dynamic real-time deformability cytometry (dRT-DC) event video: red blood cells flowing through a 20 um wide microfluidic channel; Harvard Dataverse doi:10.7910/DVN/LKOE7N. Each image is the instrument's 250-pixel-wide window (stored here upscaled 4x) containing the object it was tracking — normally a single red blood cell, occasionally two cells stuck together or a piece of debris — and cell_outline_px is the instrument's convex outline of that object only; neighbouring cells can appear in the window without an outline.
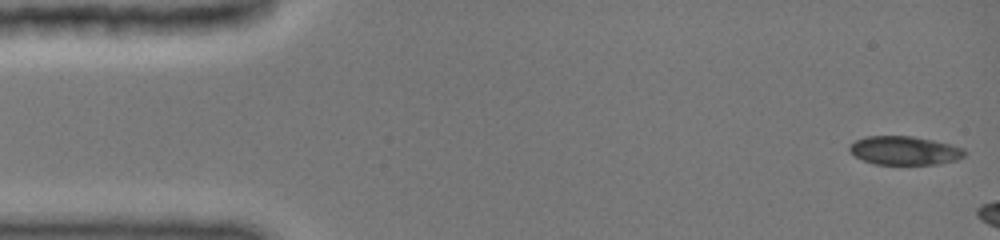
{"species": "common noctule bat (a hibernating species)", "species_latin": "Nyctalus noctula", "temperature_condition": "cold", "stored_images_in_passage": 12, "camera_frame_rate_fps": 3000, "um_per_image_px": 0.085, "animal": {"sex": "female", "body_mass_g": 19.0, "forearm_length_mm": 51.5}, "frame": {"image": 1, "passage_image": 1, "time_ms": 0.0, "image_size_px": [1000, 240], "cell_outline_px": [[968, 152], [964, 156], [956, 160], [936, 164], [876, 164], [864, 160], [856, 156], [848, 148], [856, 140], [864, 136], [912, 136], [932, 140], [964, 148]], "centroid_in_image_um": [76.91, 12.79], "position_along_channel_um": 8.1, "area_um2": 19.02}}